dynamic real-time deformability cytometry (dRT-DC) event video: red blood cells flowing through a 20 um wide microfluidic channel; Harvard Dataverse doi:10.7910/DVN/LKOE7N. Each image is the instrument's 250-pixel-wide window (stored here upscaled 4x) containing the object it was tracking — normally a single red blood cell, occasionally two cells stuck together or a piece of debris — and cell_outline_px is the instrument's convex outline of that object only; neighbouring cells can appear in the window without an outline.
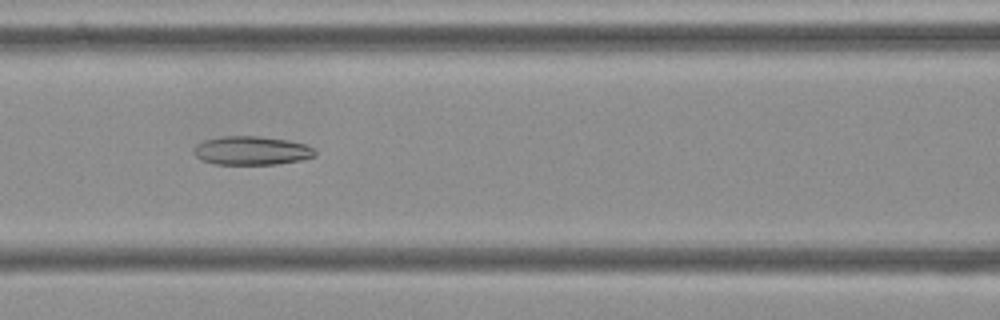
{"species": "Egyptian fruit bat (a non-hibernating species)", "species_latin": "Rousettus aegyptiacus", "temperature_condition": "cold", "stored_images_in_passage": 55, "camera_frame_rate_fps": 3000, "um_per_image_px": 0.085, "frame": {"image": 1, "passage_image": 24, "time_ms": 7.667, "image_size_px": [1000, 320], "cell_outline_px": [[316, 156], [300, 160], [276, 164], [216, 164], [200, 160], [192, 152], [192, 148], [196, 144], [204, 140], [224, 136], [260, 136], [288, 140], [304, 144], [312, 148], [316, 152]], "centroid_in_image_um": [21.34, 12.8], "position_along_channel_um": 145.3, "area_um2": 20.35}}
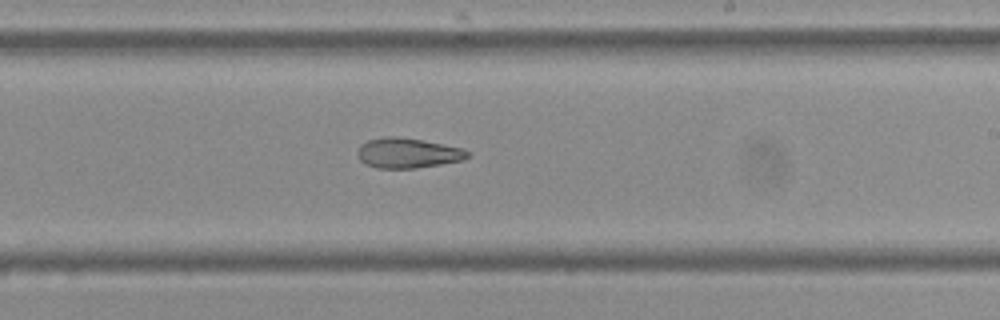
{"frame": {"image": 2, "passage_image": 33, "time_ms": 10.667, "image_size_px": [1000, 320], "cell_outline_px": [[468, 156], [464, 160], [416, 168], [376, 168], [364, 164], [360, 160], [356, 152], [360, 144], [368, 140], [388, 136], [400, 136], [464, 148], [468, 152]], "centroid_in_image_um": [34.62, 13.0], "position_along_channel_um": 254.4, "area_um2": 19.36}}
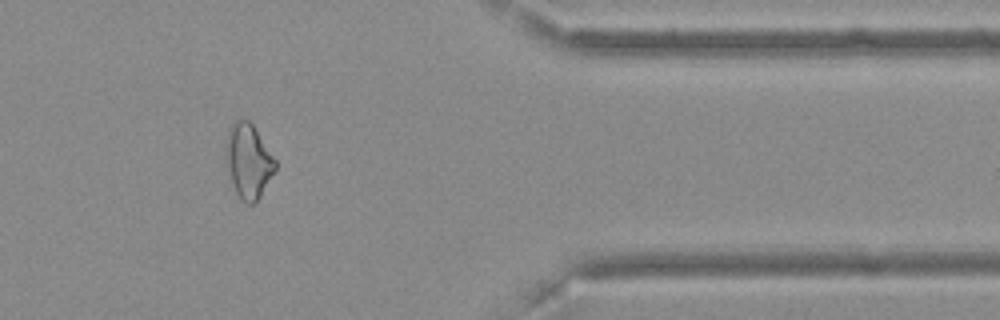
{"frame": {"image": 3, "passage_image": 46, "time_ms": 15.0, "image_size_px": [1000, 320], "cell_outline_px": [[276, 168], [260, 196], [252, 204], [248, 204], [240, 200], [236, 192], [228, 168], [224, 148], [228, 132], [232, 124], [236, 120], [248, 120], [252, 124], [276, 160]], "centroid_in_image_um": [21.1, 13.68], "position_along_channel_um": 390.3, "area_um2": 20.98}, "authors_computed_cell_mechanics": {"area_um2": 22.8888, "velocity_mm_per_s": 3.6452, "shape_relaxation_time_tau1_ms": null, "shape_relaxation_time_tau2_ms": 6.4012, "deformation_change_tau1": null, "deformation_change_tau2": 0.1518}}